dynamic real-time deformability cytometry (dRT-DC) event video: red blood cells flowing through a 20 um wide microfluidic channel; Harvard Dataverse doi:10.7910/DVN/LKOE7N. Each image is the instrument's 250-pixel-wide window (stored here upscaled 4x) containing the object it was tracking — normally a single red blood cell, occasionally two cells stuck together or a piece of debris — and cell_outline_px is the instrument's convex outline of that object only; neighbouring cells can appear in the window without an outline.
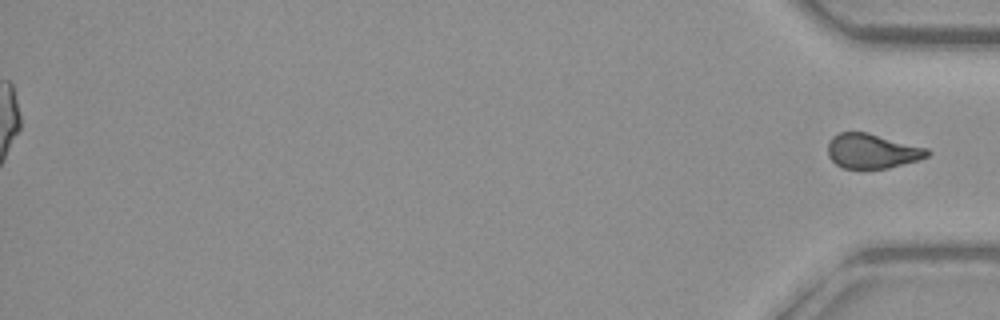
{"species": "common noctule bat (a hibernating species)", "species_latin": "Nyctalus noctula", "temperature_condition": "warm", "stored_images_in_passage": 48, "segment_of_instrument_passage": [2, 2], "camera_frame_rate_fps": 3000, "um_per_image_px": 0.085, "animal": {"sex": "female", "body_mass_g": 29.2, "forearm_length_mm": 56.3}, "frame": {"image": 1, "passage_image": 48, "time_ms": 15.667, "image_size_px": [1000, 320], "cell_outline_px": [[932, 152], [928, 156], [920, 160], [888, 168], [844, 168], [836, 164], [828, 156], [828, 144], [832, 136], [840, 132], [868, 132], [928, 148]], "centroid_in_image_um": [74.16, 12.83], "position_along_channel_um": 361.0, "area_um2": 20.23}}